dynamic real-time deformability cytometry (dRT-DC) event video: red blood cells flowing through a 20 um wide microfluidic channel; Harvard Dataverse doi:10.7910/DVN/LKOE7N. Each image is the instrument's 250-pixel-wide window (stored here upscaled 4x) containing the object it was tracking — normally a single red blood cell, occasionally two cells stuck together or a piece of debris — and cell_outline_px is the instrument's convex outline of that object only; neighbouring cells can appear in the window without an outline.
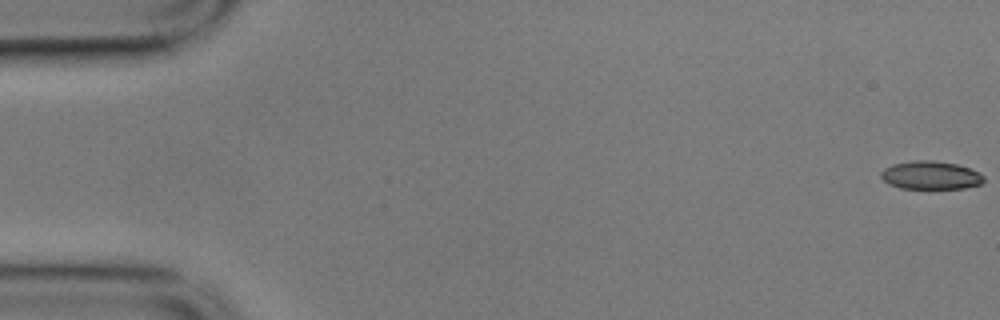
{"species": "common noctule bat (a hibernating species)", "species_latin": "Nyctalus noctula", "temperature_condition": "cold", "stored_images_in_passage": 58, "camera_frame_rate_fps": 3000, "um_per_image_px": 0.085, "animal": {"sex": "male", "body_mass_g": 17.9}, "frame": {"image": 1, "passage_image": 1, "time_ms": 0.0, "image_size_px": [1000, 320], "cell_outline_px": [[984, 180], [980, 184], [964, 188], [900, 188], [888, 184], [880, 176], [880, 172], [884, 168], [892, 164], [912, 160], [932, 160], [956, 164], [980, 172], [984, 176]], "centroid_in_image_um": [79.08, 14.89], "position_along_channel_um": 5.9, "area_um2": 16.94}}
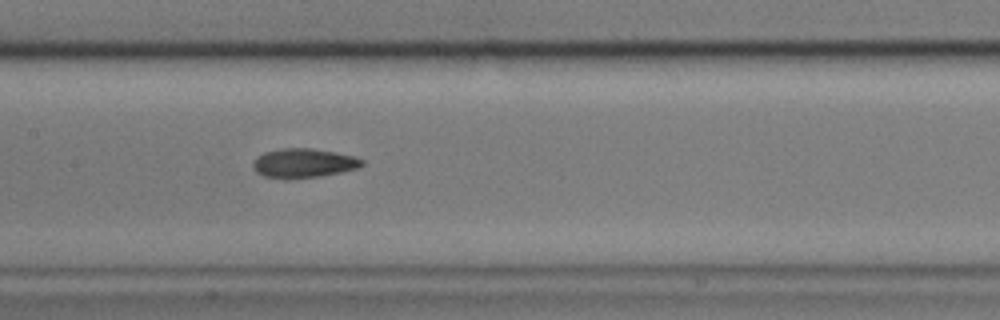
{"frame": {"image": 2, "passage_image": 28, "time_ms": 9.0, "image_size_px": [1000, 320], "cell_outline_px": [[364, 164], [356, 168], [340, 172], [320, 176], [284, 180], [264, 176], [256, 172], [252, 168], [252, 164], [264, 152], [284, 148], [312, 148], [336, 152], [352, 156], [364, 160]], "centroid_in_image_um": [25.78, 13.88], "position_along_channel_um": 181.6, "area_um2": 18.55}}
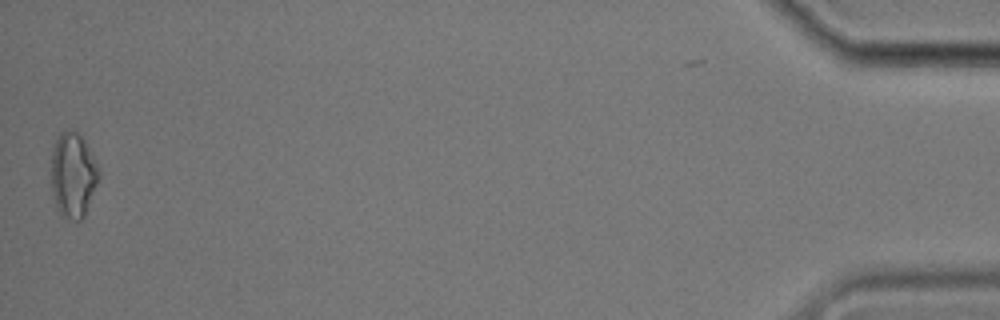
{"frame": {"image": 3, "passage_image": 57, "time_ms": 18.667, "image_size_px": [1000, 320], "cell_outline_px": [[100, 176], [84, 216], [80, 220], [76, 220], [60, 216], [56, 208], [52, 192], [52, 152], [56, 140], [60, 132], [64, 128], [68, 128], [76, 132], [84, 140], [100, 168]], "centroid_in_image_um": [6.21, 14.87], "position_along_channel_um": 429.0, "area_um2": 23.64}, "authors_computed_cell_mechanics": {"area_um2": 18.4382, "velocity_mm_per_s": 3.5254, "shape_relaxation_time_tau1_ms": null, "shape_relaxation_time_tau2_ms": 5.3208, "deformation_change_tau1": null, "deformation_change_tau2": 0.1195}}